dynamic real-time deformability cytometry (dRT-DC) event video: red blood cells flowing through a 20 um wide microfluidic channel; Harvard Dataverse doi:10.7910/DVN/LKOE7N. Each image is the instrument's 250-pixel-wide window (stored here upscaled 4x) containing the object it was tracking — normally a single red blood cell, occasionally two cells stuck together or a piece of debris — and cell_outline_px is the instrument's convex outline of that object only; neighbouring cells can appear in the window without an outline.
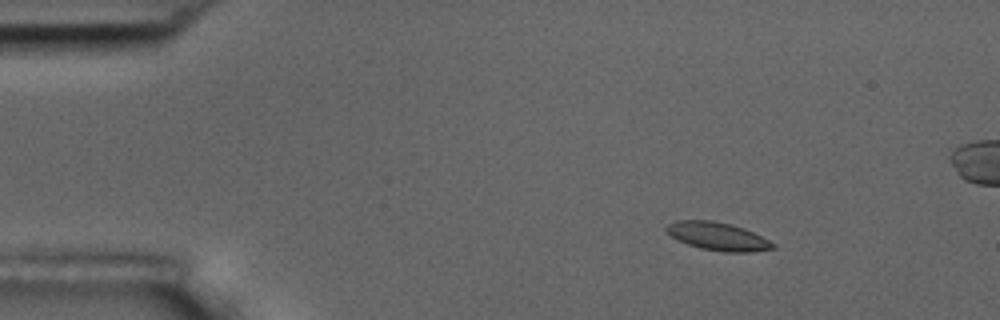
{"species": "common noctule bat (a hibernating species)", "species_latin": "Nyctalus noctula", "temperature_condition": "room temperature", "stored_images_in_passage": 9, "camera_frame_rate_fps": 3000, "um_per_image_px": 0.085, "animal": {"sex": "male", "body_mass_g": 17.5, "forearm_length_mm": 52.3}, "frame": {"image": 1, "passage_image": 1, "time_ms": 0.0, "image_size_px": [1000, 320], "cell_outline_px": [[776, 248], [752, 252], [724, 252], [700, 248], [688, 244], [672, 236], [664, 228], [668, 224], [676, 220], [712, 220], [732, 224], [744, 228], [776, 244]], "centroid_in_image_um": [61.03, 20.08], "position_along_channel_um": 24.0, "area_um2": 17.34}}
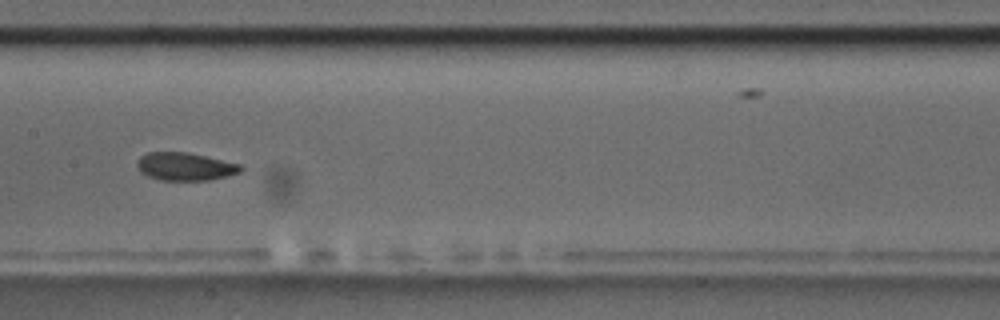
{"frame": {"image": 2, "passage_image": 7, "time_ms": 6.667, "image_size_px": [1000, 320], "cell_outline_px": [[244, 168], [240, 172], [208, 180], [160, 180], [148, 176], [140, 172], [136, 164], [140, 156], [148, 152], [184, 152], [204, 156], [240, 164]], "centroid_in_image_um": [15.7, 14.15], "position_along_channel_um": 191.7, "area_um2": 16.65}}
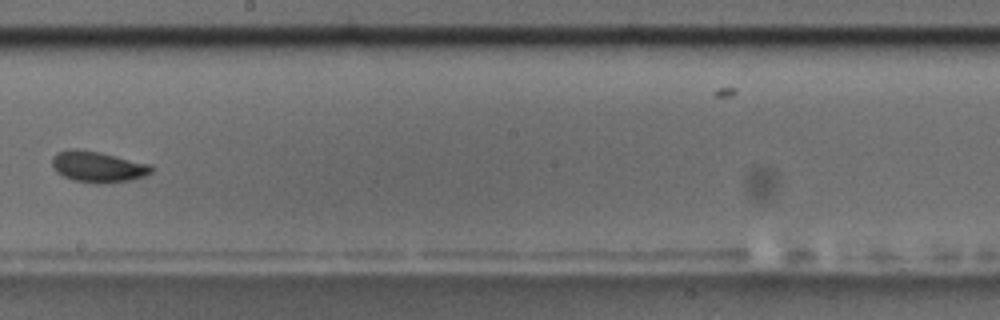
{"frame": {"image": 3, "passage_image": 8, "time_ms": 8.0, "image_size_px": [1000, 320], "cell_outline_px": [[152, 172], [144, 176], [132, 180], [100, 184], [96, 184], [72, 180], [56, 172], [52, 168], [52, 156], [56, 152], [68, 148], [76, 148], [100, 152], [152, 164]], "centroid_in_image_um": [8.29, 14.17], "position_along_channel_um": 239.9, "area_um2": 18.32}}